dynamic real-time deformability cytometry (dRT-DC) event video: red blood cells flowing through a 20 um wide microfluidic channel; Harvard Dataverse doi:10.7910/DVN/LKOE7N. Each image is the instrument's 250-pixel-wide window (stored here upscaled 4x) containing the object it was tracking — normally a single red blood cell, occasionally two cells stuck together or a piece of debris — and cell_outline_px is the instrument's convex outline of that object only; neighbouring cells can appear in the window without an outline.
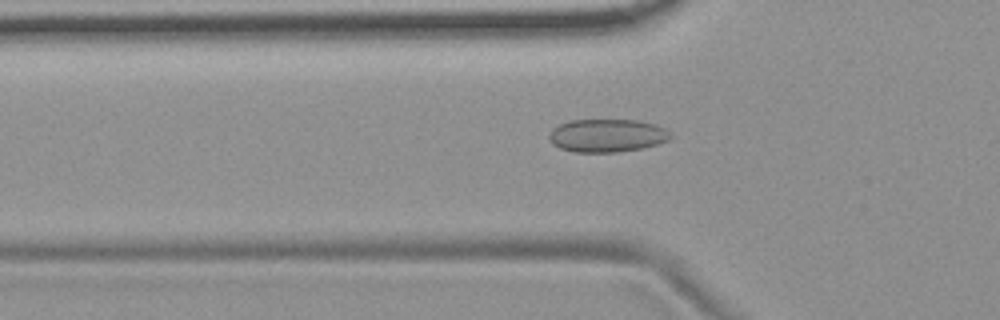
{"species": "common noctule bat (a hibernating species)", "species_latin": "Nyctalus noctula", "temperature_condition": "room temperature", "stored_images_in_passage": 32, "camera_frame_rate_fps": 3000, "um_per_image_px": 0.085, "animal": {"sex": "female", "body_mass_g": 19.9}, "frame": {"image": 1, "passage_image": 2, "time_ms": 0.333, "image_size_px": [1000, 320], "cell_outline_px": [[672, 136], [668, 140], [644, 148], [616, 152], [572, 152], [560, 148], [552, 144], [548, 136], [552, 128], [568, 120], [640, 120], [656, 124], [664, 128]], "centroid_in_image_um": [51.58, 11.52], "position_along_channel_um": 74.2, "area_um2": 23.52}}
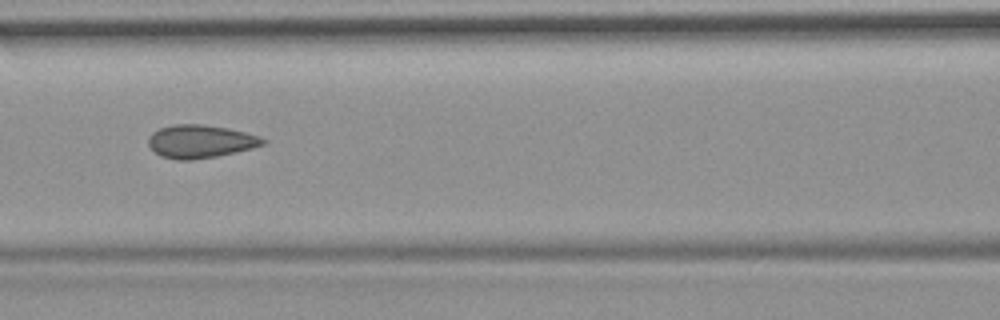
{"frame": {"image": 2, "passage_image": 8, "time_ms": 2.333, "image_size_px": [1000, 320], "cell_outline_px": [[268, 140], [264, 144], [252, 148], [236, 152], [216, 156], [192, 160], [176, 160], [160, 156], [148, 144], [148, 136], [152, 132], [160, 128], [172, 124], [204, 124], [228, 128], [260, 136]], "centroid_in_image_um": [17.03, 12.01], "position_along_channel_um": 149.6, "area_um2": 22.2}}
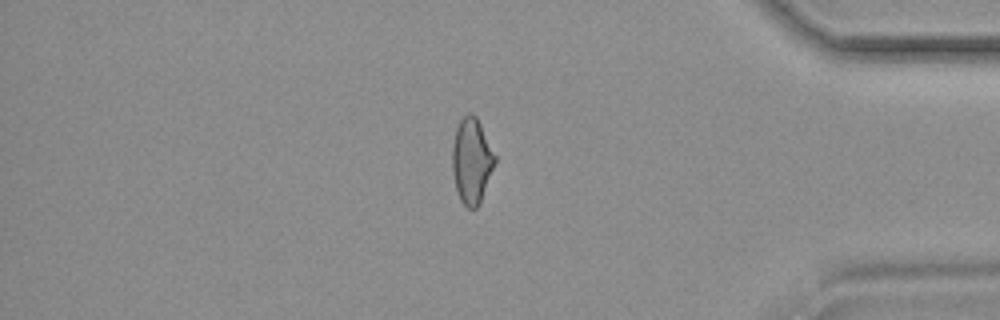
{"frame": {"image": 3, "passage_image": 30, "time_ms": 9.667, "image_size_px": [1000, 320], "cell_outline_px": [[496, 160], [480, 204], [476, 208], [468, 208], [460, 200], [456, 188], [452, 172], [452, 148], [456, 128], [460, 120], [468, 112], [472, 112], [476, 116], [496, 156]], "centroid_in_image_um": [40.08, 13.66], "position_along_channel_um": 395.1, "area_um2": 21.15}}